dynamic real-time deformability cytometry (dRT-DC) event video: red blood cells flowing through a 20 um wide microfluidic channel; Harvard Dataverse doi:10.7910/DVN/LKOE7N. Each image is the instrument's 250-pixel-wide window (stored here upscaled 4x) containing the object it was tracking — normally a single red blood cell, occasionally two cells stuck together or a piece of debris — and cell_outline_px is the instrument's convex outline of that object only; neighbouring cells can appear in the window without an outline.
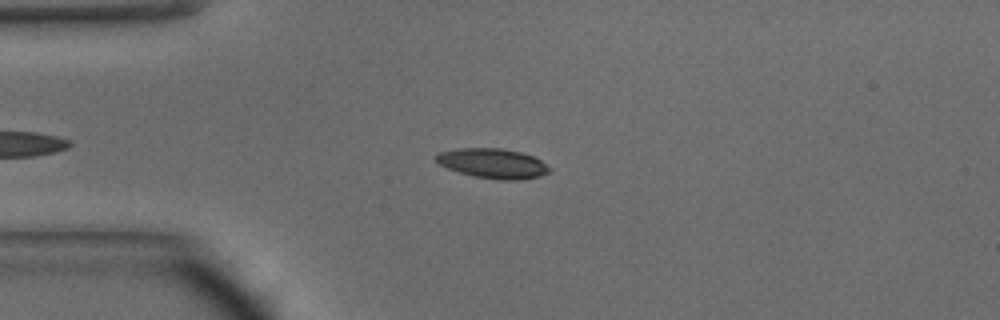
{"species": "common noctule bat (a hibernating species)", "species_latin": "Nyctalus noctula", "temperature_condition": "warm", "stored_images_in_passage": 35, "camera_frame_rate_fps": 3000, "um_per_image_px": 0.085, "animal": {"sex": "male", "body_mass_g": 15.6}, "frame": {"image": 1, "passage_image": 3, "time_ms": 0.667, "image_size_px": [1000, 320], "cell_outline_px": [[552, 172], [540, 176], [516, 180], [500, 180], [472, 176], [448, 168], [440, 164], [436, 160], [436, 156], [440, 152], [460, 148], [500, 148], [520, 152], [532, 156], [540, 160], [552, 168]], "centroid_in_image_um": [41.94, 13.9], "position_along_channel_um": 43.1, "area_um2": 19.59}}
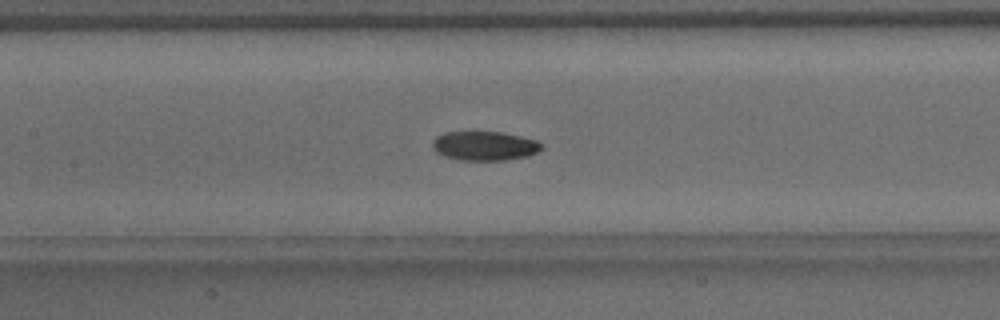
{"frame": {"image": 2, "passage_image": 13, "time_ms": 4.0, "image_size_px": [1000, 320], "cell_outline_px": [[544, 148], [528, 156], [504, 160], [460, 160], [444, 156], [436, 152], [432, 148], [432, 140], [436, 136], [444, 132], [500, 132], [520, 136], [536, 140], [544, 144]], "centroid_in_image_um": [41.18, 12.4], "position_along_channel_um": 166.2, "area_um2": 18.67}}
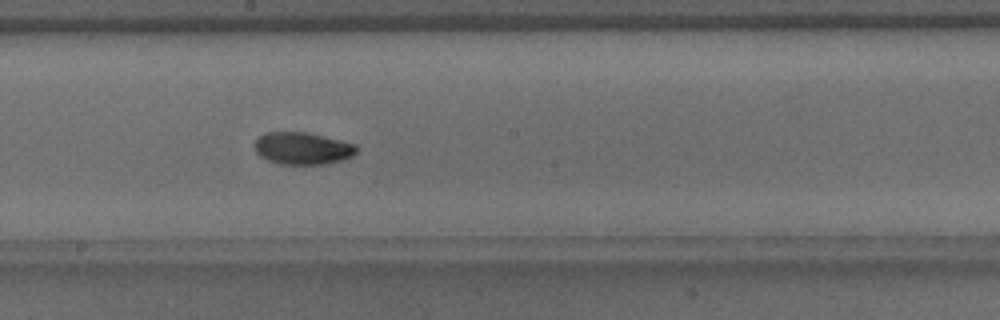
{"frame": {"image": 3, "passage_image": 17, "time_ms": 5.333, "image_size_px": [1000, 320], "cell_outline_px": [[360, 148], [352, 156], [344, 160], [324, 164], [280, 164], [268, 160], [260, 156], [256, 152], [256, 140], [260, 136], [268, 132], [304, 132], [340, 140], [356, 144]], "centroid_in_image_um": [25.76, 12.62], "position_along_channel_um": 222.4, "area_um2": 19.02}, "authors_computed_cell_mechanics": {"area_um2": 18.8428, "velocity_mm_per_s": 4.2313, "shape_relaxation_time_tau1_ms": 4.5207, "shape_relaxation_time_tau2_ms": 1.9097, "deformation_change_tau1": 0.16, "deformation_change_tau2": 0.045}}